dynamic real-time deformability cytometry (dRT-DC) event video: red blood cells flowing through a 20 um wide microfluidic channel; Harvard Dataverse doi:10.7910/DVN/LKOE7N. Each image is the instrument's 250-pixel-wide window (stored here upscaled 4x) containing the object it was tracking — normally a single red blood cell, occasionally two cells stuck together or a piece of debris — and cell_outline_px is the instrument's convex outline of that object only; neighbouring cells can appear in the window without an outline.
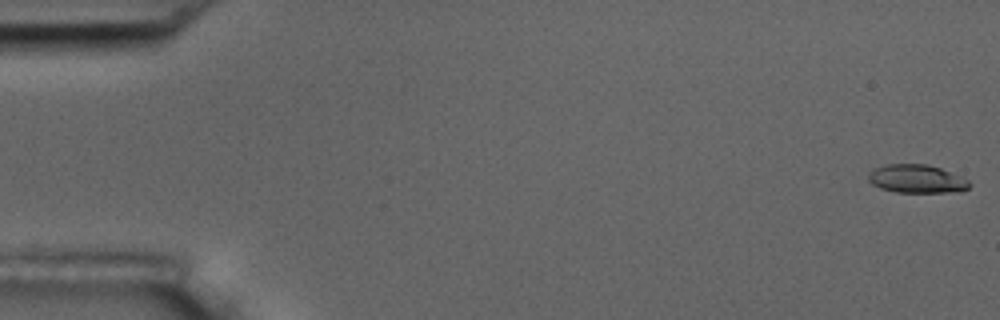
{"species": "common noctule bat (a hibernating species)", "species_latin": "Nyctalus noctula", "temperature_condition": "room temperature", "stored_images_in_passage": 56, "camera_frame_rate_fps": 3000, "um_per_image_px": 0.085, "animal": {"sex": "male", "body_mass_g": 17.5, "forearm_length_mm": 52.3}, "frame": {"image": 1, "passage_image": 1, "time_ms": 0.0, "image_size_px": [1000, 320], "cell_outline_px": [[972, 184], [968, 188], [956, 192], [896, 192], [880, 188], [872, 184], [868, 180], [868, 172], [876, 168], [888, 164], [928, 164], [940, 168], [968, 180]], "centroid_in_image_um": [77.9, 15.2], "position_along_channel_um": 7.1, "area_um2": 16.59}}
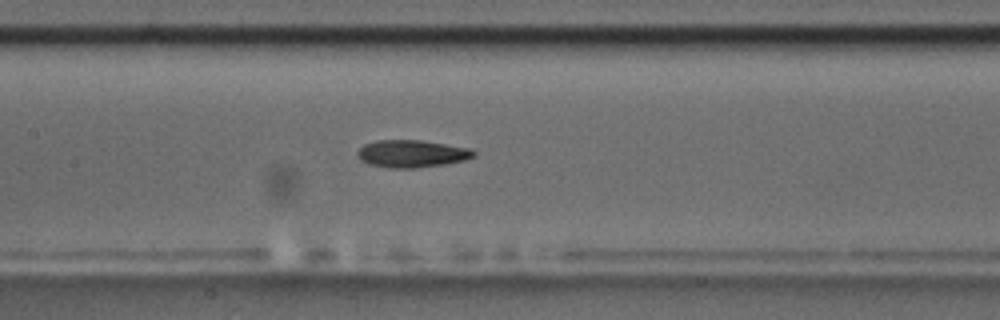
{"frame": {"image": 2, "passage_image": 27, "time_ms": 8.667, "image_size_px": [1000, 320], "cell_outline_px": [[476, 156], [464, 160], [444, 164], [416, 168], [388, 168], [368, 164], [360, 160], [356, 156], [356, 152], [364, 144], [376, 140], [420, 140], [472, 148], [476, 152]], "centroid_in_image_um": [34.99, 13.06], "position_along_channel_um": 172.4, "area_um2": 18.79}}
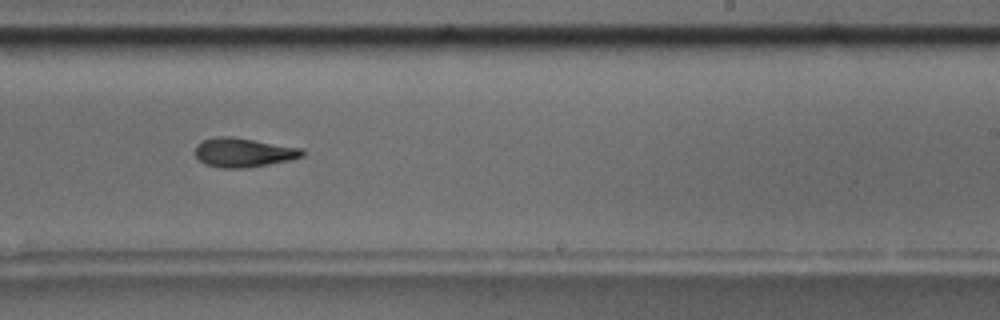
{"frame": {"image": 3, "passage_image": 35, "time_ms": 11.333, "image_size_px": [1000, 320], "cell_outline_px": [[304, 156], [288, 160], [268, 164], [244, 168], [220, 168], [204, 164], [196, 156], [196, 144], [200, 140], [216, 136], [232, 136], [304, 148]], "centroid_in_image_um": [20.68, 12.94], "position_along_channel_um": 268.3, "area_um2": 18.38}, "authors_computed_cell_mechanics": {"area_um2": 18.0336, "velocity_mm_per_s": 3.6096, "shape_relaxation_time_tau1_ms": 7.6735, "shape_relaxation_time_tau2_ms": 4.8827, "deformation_change_tau1": 0.2021, "deformation_change_tau2": 0.1276}}